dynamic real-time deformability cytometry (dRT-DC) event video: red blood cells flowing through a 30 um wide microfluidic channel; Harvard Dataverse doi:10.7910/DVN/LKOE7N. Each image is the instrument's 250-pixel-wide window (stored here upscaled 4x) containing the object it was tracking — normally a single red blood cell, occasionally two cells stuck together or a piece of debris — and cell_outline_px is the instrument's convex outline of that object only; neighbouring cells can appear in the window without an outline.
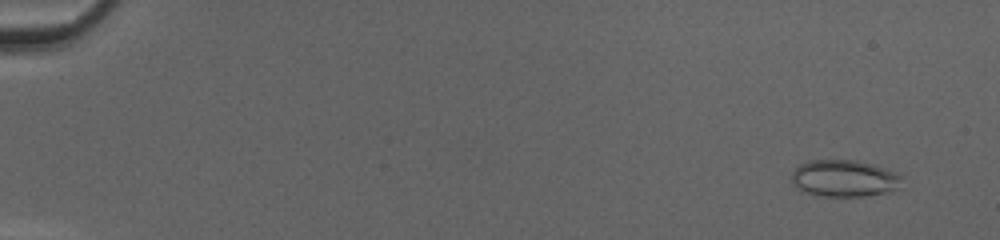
{"species": "common noctule bat (a hibernating species)", "species_latin": "Nyctalus noctula", "temperature_condition": "cold", "stored_images_in_passage": 51, "camera_frame_rate_fps": 3000, "um_per_image_px": 0.085, "animal": {"sex": "female", "body_mass_g": 20.0, "forearm_length_mm": 54.0}, "frame": {"image": 1, "passage_image": 4, "time_ms": 1.0, "image_size_px": [1000, 240], "cell_outline_px": [[900, 188], [892, 192], [864, 196], [824, 196], [804, 192], [796, 188], [792, 184], [792, 172], [800, 164], [812, 160], [856, 160], [872, 164], [892, 172], [900, 176]], "centroid_in_image_um": [71.73, 15.17], "position_along_channel_um": 13.3, "area_um2": 23.58}}
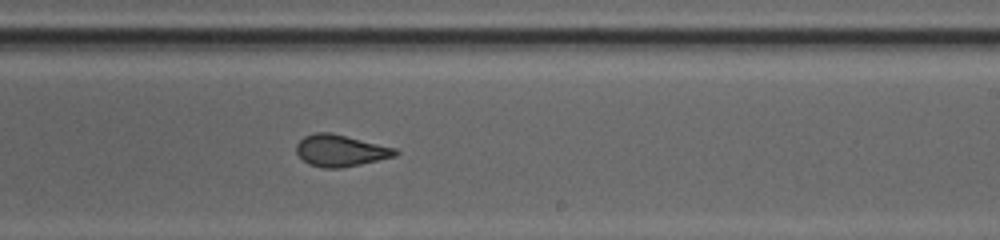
{"frame": {"image": 2, "passage_image": 33, "time_ms": 10.667, "image_size_px": [1000, 240], "cell_outline_px": [[400, 152], [396, 156], [360, 164], [340, 168], [324, 168], [308, 164], [296, 152], [296, 144], [304, 136], [316, 132], [332, 132], [396, 148]], "centroid_in_image_um": [28.95, 12.79], "position_along_channel_um": 260.1, "area_um2": 18.32}}
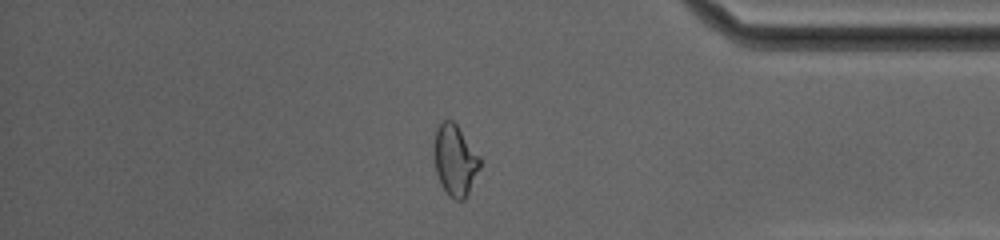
{"frame": {"image": 3, "passage_image": 44, "time_ms": 14.333, "image_size_px": [1000, 240], "cell_outline_px": [[480, 168], [464, 200], [456, 200], [448, 196], [440, 184], [436, 172], [432, 152], [432, 144], [436, 128], [444, 120], [452, 120], [456, 124], [480, 156]], "centroid_in_image_um": [38.63, 13.61], "position_along_channel_um": 396.6, "area_um2": 19.25}, "authors_computed_cell_mechanics": {"area_um2": 20.0566, "velocity_mm_per_s": 4.2294, "shape_relaxation_time_tau1_ms": null, "shape_relaxation_time_tau2_ms": 0.7923, "deformation_change_tau1": null, "deformation_change_tau2": 0.0625}}